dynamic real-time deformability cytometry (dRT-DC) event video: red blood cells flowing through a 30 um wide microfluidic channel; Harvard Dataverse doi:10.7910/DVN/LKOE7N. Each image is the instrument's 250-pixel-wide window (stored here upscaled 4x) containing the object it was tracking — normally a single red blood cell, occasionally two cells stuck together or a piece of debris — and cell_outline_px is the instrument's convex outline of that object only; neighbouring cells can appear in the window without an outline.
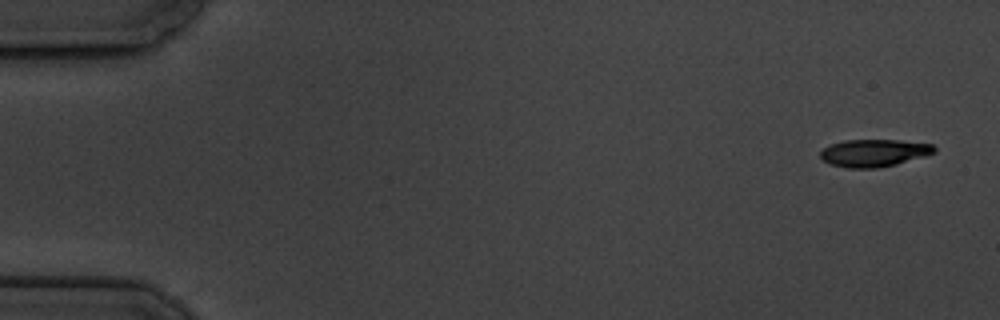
{"species": "common noctule bat (a hibernating species)", "species_latin": "Nyctalus noctula", "temperature_condition": "cold", "stored_images_in_passage": 15, "camera_frame_rate_fps": 3000, "um_per_image_px": 0.085, "animal": {"sex": "male", "body_mass_g": 19.5, "forearm_length_mm": 54.6}, "frame": {"image": 1, "passage_image": 1, "time_ms": 0.0, "image_size_px": [1000, 320], "cell_outline_px": [[936, 152], [924, 156], [896, 164], [876, 168], [848, 168], [832, 164], [824, 160], [820, 156], [820, 152], [824, 148], [832, 144], [844, 140], [900, 140], [932, 144], [936, 148]], "centroid_in_image_um": [74.31, 12.99], "position_along_channel_um": 10.7, "area_um2": 18.03}}
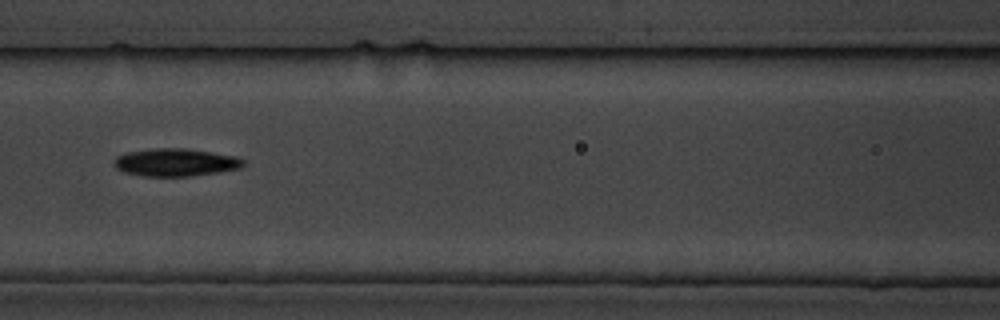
{"frame": {"image": 2, "passage_image": 7, "time_ms": 8.0, "image_size_px": [1000, 320], "cell_outline_px": [[244, 164], [240, 168], [216, 172], [188, 176], [144, 176], [124, 172], [116, 168], [112, 164], [116, 156], [128, 152], [156, 148], [184, 148], [236, 156], [244, 160]], "centroid_in_image_um": [14.88, 13.8], "position_along_channel_um": 151.7, "area_um2": 20.69}}
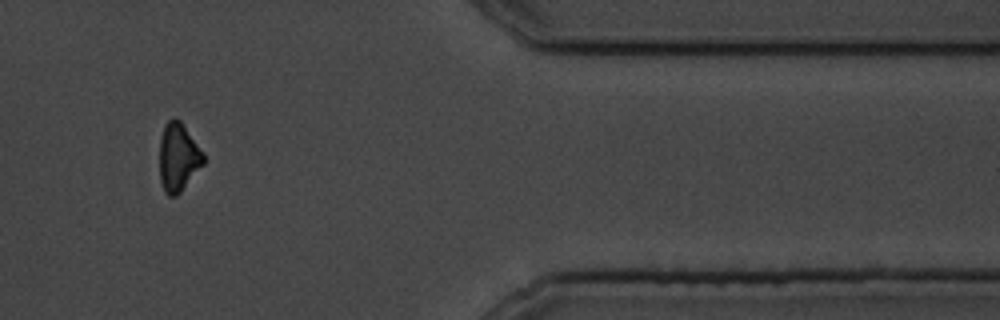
{"frame": {"image": 3, "passage_image": 13, "time_ms": 16.0, "image_size_px": [1000, 320], "cell_outline_px": [[204, 164], [180, 192], [176, 196], [168, 196], [164, 192], [160, 180], [160, 140], [164, 124], [172, 116], [180, 120], [204, 152]], "centroid_in_image_um": [15.15, 13.35], "position_along_channel_um": 396.2, "area_um2": 17.63}, "authors_computed_cell_mechanics": {"area_um2": 19.4786, "velocity_mm_per_s": 3.41, "shape_relaxation_time_tau1_ms": 4.1027, "shape_relaxation_time_tau2_ms": null, "deformation_change_tau1": 0.1259, "deformation_change_tau2": null}}